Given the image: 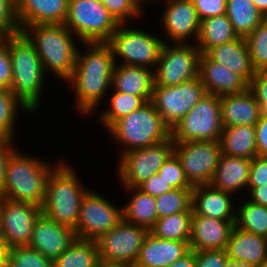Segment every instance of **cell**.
<instances>
[{
    "label": "cell",
    "mask_w": 267,
    "mask_h": 267,
    "mask_svg": "<svg viewBox=\"0 0 267 267\" xmlns=\"http://www.w3.org/2000/svg\"><path fill=\"white\" fill-rule=\"evenodd\" d=\"M82 44L86 50L78 48L73 74L66 82L74 89L77 112L87 117L95 114L102 98L111 89L115 61L107 42Z\"/></svg>",
    "instance_id": "6da1fadb"
},
{
    "label": "cell",
    "mask_w": 267,
    "mask_h": 267,
    "mask_svg": "<svg viewBox=\"0 0 267 267\" xmlns=\"http://www.w3.org/2000/svg\"><path fill=\"white\" fill-rule=\"evenodd\" d=\"M5 43L8 45L13 71L10 91L30 114L37 113L48 77L41 59L34 44L23 32L6 38Z\"/></svg>",
    "instance_id": "7a4b0ae2"
},
{
    "label": "cell",
    "mask_w": 267,
    "mask_h": 267,
    "mask_svg": "<svg viewBox=\"0 0 267 267\" xmlns=\"http://www.w3.org/2000/svg\"><path fill=\"white\" fill-rule=\"evenodd\" d=\"M29 155L17 148L9 155L5 166L0 197L42 207L47 178L58 163Z\"/></svg>",
    "instance_id": "3957f363"
},
{
    "label": "cell",
    "mask_w": 267,
    "mask_h": 267,
    "mask_svg": "<svg viewBox=\"0 0 267 267\" xmlns=\"http://www.w3.org/2000/svg\"><path fill=\"white\" fill-rule=\"evenodd\" d=\"M22 32L34 44L46 75L53 73L63 81L72 76L80 40L70 29L64 24H35Z\"/></svg>",
    "instance_id": "277c9868"
},
{
    "label": "cell",
    "mask_w": 267,
    "mask_h": 267,
    "mask_svg": "<svg viewBox=\"0 0 267 267\" xmlns=\"http://www.w3.org/2000/svg\"><path fill=\"white\" fill-rule=\"evenodd\" d=\"M66 160L58 161L50 172L41 210L57 223L75 230L80 216L81 201L89 188L82 184L77 171Z\"/></svg>",
    "instance_id": "5b68a950"
},
{
    "label": "cell",
    "mask_w": 267,
    "mask_h": 267,
    "mask_svg": "<svg viewBox=\"0 0 267 267\" xmlns=\"http://www.w3.org/2000/svg\"><path fill=\"white\" fill-rule=\"evenodd\" d=\"M106 131L110 139L120 143L122 149L119 157L129 151L160 143L171 136V129L163 122L151 101L117 120Z\"/></svg>",
    "instance_id": "8992f818"
},
{
    "label": "cell",
    "mask_w": 267,
    "mask_h": 267,
    "mask_svg": "<svg viewBox=\"0 0 267 267\" xmlns=\"http://www.w3.org/2000/svg\"><path fill=\"white\" fill-rule=\"evenodd\" d=\"M64 25L80 43H98L108 42L120 24L100 1L68 0Z\"/></svg>",
    "instance_id": "52a82bcc"
},
{
    "label": "cell",
    "mask_w": 267,
    "mask_h": 267,
    "mask_svg": "<svg viewBox=\"0 0 267 267\" xmlns=\"http://www.w3.org/2000/svg\"><path fill=\"white\" fill-rule=\"evenodd\" d=\"M140 29L120 24L107 43L112 48L115 64L141 66L154 70L164 41L160 36Z\"/></svg>",
    "instance_id": "ba28073f"
},
{
    "label": "cell",
    "mask_w": 267,
    "mask_h": 267,
    "mask_svg": "<svg viewBox=\"0 0 267 267\" xmlns=\"http://www.w3.org/2000/svg\"><path fill=\"white\" fill-rule=\"evenodd\" d=\"M222 131L220 96L207 93L171 129V137L174 143L220 141Z\"/></svg>",
    "instance_id": "9c48e42d"
},
{
    "label": "cell",
    "mask_w": 267,
    "mask_h": 267,
    "mask_svg": "<svg viewBox=\"0 0 267 267\" xmlns=\"http://www.w3.org/2000/svg\"><path fill=\"white\" fill-rule=\"evenodd\" d=\"M201 52L193 43H164L154 69V86H174L199 77Z\"/></svg>",
    "instance_id": "30bf717a"
},
{
    "label": "cell",
    "mask_w": 267,
    "mask_h": 267,
    "mask_svg": "<svg viewBox=\"0 0 267 267\" xmlns=\"http://www.w3.org/2000/svg\"><path fill=\"white\" fill-rule=\"evenodd\" d=\"M173 152L174 141L170 136L160 143L124 153L117 167L120 186L138 187L156 174Z\"/></svg>",
    "instance_id": "8fae6325"
},
{
    "label": "cell",
    "mask_w": 267,
    "mask_h": 267,
    "mask_svg": "<svg viewBox=\"0 0 267 267\" xmlns=\"http://www.w3.org/2000/svg\"><path fill=\"white\" fill-rule=\"evenodd\" d=\"M110 201V202H109ZM111 200L88 190L80 205V216L76 229V239L96 241L123 220L122 207H115Z\"/></svg>",
    "instance_id": "7c38bea8"
},
{
    "label": "cell",
    "mask_w": 267,
    "mask_h": 267,
    "mask_svg": "<svg viewBox=\"0 0 267 267\" xmlns=\"http://www.w3.org/2000/svg\"><path fill=\"white\" fill-rule=\"evenodd\" d=\"M199 77L174 86H154L151 102L172 129L206 95Z\"/></svg>",
    "instance_id": "4fadbf2b"
},
{
    "label": "cell",
    "mask_w": 267,
    "mask_h": 267,
    "mask_svg": "<svg viewBox=\"0 0 267 267\" xmlns=\"http://www.w3.org/2000/svg\"><path fill=\"white\" fill-rule=\"evenodd\" d=\"M149 230L122 220L96 240L100 261L134 266Z\"/></svg>",
    "instance_id": "5bb4252c"
},
{
    "label": "cell",
    "mask_w": 267,
    "mask_h": 267,
    "mask_svg": "<svg viewBox=\"0 0 267 267\" xmlns=\"http://www.w3.org/2000/svg\"><path fill=\"white\" fill-rule=\"evenodd\" d=\"M174 153L192 186L210 184L222 154L220 141L174 143Z\"/></svg>",
    "instance_id": "9a60e30c"
},
{
    "label": "cell",
    "mask_w": 267,
    "mask_h": 267,
    "mask_svg": "<svg viewBox=\"0 0 267 267\" xmlns=\"http://www.w3.org/2000/svg\"><path fill=\"white\" fill-rule=\"evenodd\" d=\"M162 1H164L165 6L164 10L162 9L160 26L163 27V34H166V37L162 38L164 43L187 44L193 42L196 44L201 21L197 16L193 2L191 0ZM187 39L189 41L192 39V41L189 42Z\"/></svg>",
    "instance_id": "2e32d148"
},
{
    "label": "cell",
    "mask_w": 267,
    "mask_h": 267,
    "mask_svg": "<svg viewBox=\"0 0 267 267\" xmlns=\"http://www.w3.org/2000/svg\"><path fill=\"white\" fill-rule=\"evenodd\" d=\"M0 212L6 248L28 245L41 208L0 197Z\"/></svg>",
    "instance_id": "e0dca14e"
},
{
    "label": "cell",
    "mask_w": 267,
    "mask_h": 267,
    "mask_svg": "<svg viewBox=\"0 0 267 267\" xmlns=\"http://www.w3.org/2000/svg\"><path fill=\"white\" fill-rule=\"evenodd\" d=\"M75 239V232L72 228L61 225L41 213L35 221L28 246L55 261Z\"/></svg>",
    "instance_id": "ac0fdd59"
},
{
    "label": "cell",
    "mask_w": 267,
    "mask_h": 267,
    "mask_svg": "<svg viewBox=\"0 0 267 267\" xmlns=\"http://www.w3.org/2000/svg\"><path fill=\"white\" fill-rule=\"evenodd\" d=\"M235 220H219L201 215H192L190 250L226 249Z\"/></svg>",
    "instance_id": "d6986e66"
},
{
    "label": "cell",
    "mask_w": 267,
    "mask_h": 267,
    "mask_svg": "<svg viewBox=\"0 0 267 267\" xmlns=\"http://www.w3.org/2000/svg\"><path fill=\"white\" fill-rule=\"evenodd\" d=\"M199 78L206 93L217 96L245 92L249 85L240 75L203 53L199 61Z\"/></svg>",
    "instance_id": "ffe728a7"
},
{
    "label": "cell",
    "mask_w": 267,
    "mask_h": 267,
    "mask_svg": "<svg viewBox=\"0 0 267 267\" xmlns=\"http://www.w3.org/2000/svg\"><path fill=\"white\" fill-rule=\"evenodd\" d=\"M189 251V241L156 238L148 232L133 267H169Z\"/></svg>",
    "instance_id": "44dd1931"
},
{
    "label": "cell",
    "mask_w": 267,
    "mask_h": 267,
    "mask_svg": "<svg viewBox=\"0 0 267 267\" xmlns=\"http://www.w3.org/2000/svg\"><path fill=\"white\" fill-rule=\"evenodd\" d=\"M212 187L210 184L193 186V215L219 220H235L236 207L233 195Z\"/></svg>",
    "instance_id": "7402d4cb"
},
{
    "label": "cell",
    "mask_w": 267,
    "mask_h": 267,
    "mask_svg": "<svg viewBox=\"0 0 267 267\" xmlns=\"http://www.w3.org/2000/svg\"><path fill=\"white\" fill-rule=\"evenodd\" d=\"M18 23L23 30L35 24H64L68 0H16Z\"/></svg>",
    "instance_id": "603a6c76"
},
{
    "label": "cell",
    "mask_w": 267,
    "mask_h": 267,
    "mask_svg": "<svg viewBox=\"0 0 267 267\" xmlns=\"http://www.w3.org/2000/svg\"><path fill=\"white\" fill-rule=\"evenodd\" d=\"M220 106L223 128L255 126L261 117L259 104L249 89L238 94L220 96Z\"/></svg>",
    "instance_id": "cb8c5ba5"
},
{
    "label": "cell",
    "mask_w": 267,
    "mask_h": 267,
    "mask_svg": "<svg viewBox=\"0 0 267 267\" xmlns=\"http://www.w3.org/2000/svg\"><path fill=\"white\" fill-rule=\"evenodd\" d=\"M154 87V70L141 66L115 64L111 91L141 96L151 101Z\"/></svg>",
    "instance_id": "d4e9b609"
},
{
    "label": "cell",
    "mask_w": 267,
    "mask_h": 267,
    "mask_svg": "<svg viewBox=\"0 0 267 267\" xmlns=\"http://www.w3.org/2000/svg\"><path fill=\"white\" fill-rule=\"evenodd\" d=\"M251 159L221 154L216 172L210 185L216 189L241 195L247 190Z\"/></svg>",
    "instance_id": "484cf974"
},
{
    "label": "cell",
    "mask_w": 267,
    "mask_h": 267,
    "mask_svg": "<svg viewBox=\"0 0 267 267\" xmlns=\"http://www.w3.org/2000/svg\"><path fill=\"white\" fill-rule=\"evenodd\" d=\"M225 250L229 259L255 267L267 261V238L234 226Z\"/></svg>",
    "instance_id": "4316f807"
},
{
    "label": "cell",
    "mask_w": 267,
    "mask_h": 267,
    "mask_svg": "<svg viewBox=\"0 0 267 267\" xmlns=\"http://www.w3.org/2000/svg\"><path fill=\"white\" fill-rule=\"evenodd\" d=\"M206 54L213 61L240 75L248 84L256 72L251 63L245 38L238 37L230 42L215 46Z\"/></svg>",
    "instance_id": "83f0119b"
},
{
    "label": "cell",
    "mask_w": 267,
    "mask_h": 267,
    "mask_svg": "<svg viewBox=\"0 0 267 267\" xmlns=\"http://www.w3.org/2000/svg\"><path fill=\"white\" fill-rule=\"evenodd\" d=\"M122 188L132 195L122 207L123 220L149 230L158 219L155 197L144 193L138 187Z\"/></svg>",
    "instance_id": "f1b7e54d"
},
{
    "label": "cell",
    "mask_w": 267,
    "mask_h": 267,
    "mask_svg": "<svg viewBox=\"0 0 267 267\" xmlns=\"http://www.w3.org/2000/svg\"><path fill=\"white\" fill-rule=\"evenodd\" d=\"M220 143L223 154L247 159L257 156L255 126L223 128Z\"/></svg>",
    "instance_id": "f546056e"
},
{
    "label": "cell",
    "mask_w": 267,
    "mask_h": 267,
    "mask_svg": "<svg viewBox=\"0 0 267 267\" xmlns=\"http://www.w3.org/2000/svg\"><path fill=\"white\" fill-rule=\"evenodd\" d=\"M237 38L238 35L226 14L212 16L201 21L196 46L201 53L206 54L211 48Z\"/></svg>",
    "instance_id": "4dcf8cb0"
},
{
    "label": "cell",
    "mask_w": 267,
    "mask_h": 267,
    "mask_svg": "<svg viewBox=\"0 0 267 267\" xmlns=\"http://www.w3.org/2000/svg\"><path fill=\"white\" fill-rule=\"evenodd\" d=\"M226 16L238 37L246 38L266 18L252 0H227Z\"/></svg>",
    "instance_id": "1f68e13d"
},
{
    "label": "cell",
    "mask_w": 267,
    "mask_h": 267,
    "mask_svg": "<svg viewBox=\"0 0 267 267\" xmlns=\"http://www.w3.org/2000/svg\"><path fill=\"white\" fill-rule=\"evenodd\" d=\"M109 105L103 111H99L97 121L103 126L104 129H109L117 120L122 117L140 109L147 102L141 97L136 95H129L122 92L113 90L109 94ZM101 112V113H100Z\"/></svg>",
    "instance_id": "d6a6232c"
},
{
    "label": "cell",
    "mask_w": 267,
    "mask_h": 267,
    "mask_svg": "<svg viewBox=\"0 0 267 267\" xmlns=\"http://www.w3.org/2000/svg\"><path fill=\"white\" fill-rule=\"evenodd\" d=\"M192 215L193 211H183L157 219L149 233L156 238L189 241Z\"/></svg>",
    "instance_id": "836d02e7"
},
{
    "label": "cell",
    "mask_w": 267,
    "mask_h": 267,
    "mask_svg": "<svg viewBox=\"0 0 267 267\" xmlns=\"http://www.w3.org/2000/svg\"><path fill=\"white\" fill-rule=\"evenodd\" d=\"M100 255L96 241L75 239L54 261V267H97Z\"/></svg>",
    "instance_id": "e575fe53"
},
{
    "label": "cell",
    "mask_w": 267,
    "mask_h": 267,
    "mask_svg": "<svg viewBox=\"0 0 267 267\" xmlns=\"http://www.w3.org/2000/svg\"><path fill=\"white\" fill-rule=\"evenodd\" d=\"M245 199L236 204L235 227L267 238V207Z\"/></svg>",
    "instance_id": "d590c367"
},
{
    "label": "cell",
    "mask_w": 267,
    "mask_h": 267,
    "mask_svg": "<svg viewBox=\"0 0 267 267\" xmlns=\"http://www.w3.org/2000/svg\"><path fill=\"white\" fill-rule=\"evenodd\" d=\"M19 110L30 113L10 90L0 89V136L14 140Z\"/></svg>",
    "instance_id": "8d00e7d4"
},
{
    "label": "cell",
    "mask_w": 267,
    "mask_h": 267,
    "mask_svg": "<svg viewBox=\"0 0 267 267\" xmlns=\"http://www.w3.org/2000/svg\"><path fill=\"white\" fill-rule=\"evenodd\" d=\"M192 190L193 188L172 189L155 197L158 219L178 212L193 211Z\"/></svg>",
    "instance_id": "74e56055"
},
{
    "label": "cell",
    "mask_w": 267,
    "mask_h": 267,
    "mask_svg": "<svg viewBox=\"0 0 267 267\" xmlns=\"http://www.w3.org/2000/svg\"><path fill=\"white\" fill-rule=\"evenodd\" d=\"M245 40L255 71H267V18Z\"/></svg>",
    "instance_id": "f35d334b"
},
{
    "label": "cell",
    "mask_w": 267,
    "mask_h": 267,
    "mask_svg": "<svg viewBox=\"0 0 267 267\" xmlns=\"http://www.w3.org/2000/svg\"><path fill=\"white\" fill-rule=\"evenodd\" d=\"M8 256L12 267H54V261L28 245L8 248Z\"/></svg>",
    "instance_id": "ab89813d"
},
{
    "label": "cell",
    "mask_w": 267,
    "mask_h": 267,
    "mask_svg": "<svg viewBox=\"0 0 267 267\" xmlns=\"http://www.w3.org/2000/svg\"><path fill=\"white\" fill-rule=\"evenodd\" d=\"M119 24H129V20L142 18L144 7L138 0H101ZM136 17V18H135ZM131 18V19H130Z\"/></svg>",
    "instance_id": "60d3db41"
},
{
    "label": "cell",
    "mask_w": 267,
    "mask_h": 267,
    "mask_svg": "<svg viewBox=\"0 0 267 267\" xmlns=\"http://www.w3.org/2000/svg\"><path fill=\"white\" fill-rule=\"evenodd\" d=\"M173 189L193 188L188 182L181 162L173 152L157 172Z\"/></svg>",
    "instance_id": "b9f144b4"
},
{
    "label": "cell",
    "mask_w": 267,
    "mask_h": 267,
    "mask_svg": "<svg viewBox=\"0 0 267 267\" xmlns=\"http://www.w3.org/2000/svg\"><path fill=\"white\" fill-rule=\"evenodd\" d=\"M0 32L7 38L22 32L18 23L16 0H0Z\"/></svg>",
    "instance_id": "7bdbcfd3"
},
{
    "label": "cell",
    "mask_w": 267,
    "mask_h": 267,
    "mask_svg": "<svg viewBox=\"0 0 267 267\" xmlns=\"http://www.w3.org/2000/svg\"><path fill=\"white\" fill-rule=\"evenodd\" d=\"M248 89L257 100L262 116H267V71H256L252 76Z\"/></svg>",
    "instance_id": "ee69618b"
},
{
    "label": "cell",
    "mask_w": 267,
    "mask_h": 267,
    "mask_svg": "<svg viewBox=\"0 0 267 267\" xmlns=\"http://www.w3.org/2000/svg\"><path fill=\"white\" fill-rule=\"evenodd\" d=\"M200 21L212 16L226 14L227 0H191Z\"/></svg>",
    "instance_id": "f6af8a7d"
},
{
    "label": "cell",
    "mask_w": 267,
    "mask_h": 267,
    "mask_svg": "<svg viewBox=\"0 0 267 267\" xmlns=\"http://www.w3.org/2000/svg\"><path fill=\"white\" fill-rule=\"evenodd\" d=\"M196 267H225L227 253L225 249L195 251Z\"/></svg>",
    "instance_id": "bcb514c9"
},
{
    "label": "cell",
    "mask_w": 267,
    "mask_h": 267,
    "mask_svg": "<svg viewBox=\"0 0 267 267\" xmlns=\"http://www.w3.org/2000/svg\"><path fill=\"white\" fill-rule=\"evenodd\" d=\"M267 184V156H256L251 159L247 187H261Z\"/></svg>",
    "instance_id": "7dc6e473"
},
{
    "label": "cell",
    "mask_w": 267,
    "mask_h": 267,
    "mask_svg": "<svg viewBox=\"0 0 267 267\" xmlns=\"http://www.w3.org/2000/svg\"><path fill=\"white\" fill-rule=\"evenodd\" d=\"M12 65L8 45L0 47V89L10 90L12 84Z\"/></svg>",
    "instance_id": "c3c4849f"
},
{
    "label": "cell",
    "mask_w": 267,
    "mask_h": 267,
    "mask_svg": "<svg viewBox=\"0 0 267 267\" xmlns=\"http://www.w3.org/2000/svg\"><path fill=\"white\" fill-rule=\"evenodd\" d=\"M138 188L144 193L151 196L158 197L168 191H171L173 187L166 182L158 173L152 175L149 179L142 182Z\"/></svg>",
    "instance_id": "681fc988"
},
{
    "label": "cell",
    "mask_w": 267,
    "mask_h": 267,
    "mask_svg": "<svg viewBox=\"0 0 267 267\" xmlns=\"http://www.w3.org/2000/svg\"><path fill=\"white\" fill-rule=\"evenodd\" d=\"M255 130L257 156H267V116L261 115Z\"/></svg>",
    "instance_id": "f907efd6"
},
{
    "label": "cell",
    "mask_w": 267,
    "mask_h": 267,
    "mask_svg": "<svg viewBox=\"0 0 267 267\" xmlns=\"http://www.w3.org/2000/svg\"><path fill=\"white\" fill-rule=\"evenodd\" d=\"M15 140L0 136V193L4 182L5 166L9 155L18 147H15Z\"/></svg>",
    "instance_id": "816d5d0a"
},
{
    "label": "cell",
    "mask_w": 267,
    "mask_h": 267,
    "mask_svg": "<svg viewBox=\"0 0 267 267\" xmlns=\"http://www.w3.org/2000/svg\"><path fill=\"white\" fill-rule=\"evenodd\" d=\"M252 203L267 207V184L261 187H247L246 190Z\"/></svg>",
    "instance_id": "f5cc1de1"
},
{
    "label": "cell",
    "mask_w": 267,
    "mask_h": 267,
    "mask_svg": "<svg viewBox=\"0 0 267 267\" xmlns=\"http://www.w3.org/2000/svg\"><path fill=\"white\" fill-rule=\"evenodd\" d=\"M169 267H196L195 251L190 250L186 255L175 261Z\"/></svg>",
    "instance_id": "db71d44e"
},
{
    "label": "cell",
    "mask_w": 267,
    "mask_h": 267,
    "mask_svg": "<svg viewBox=\"0 0 267 267\" xmlns=\"http://www.w3.org/2000/svg\"><path fill=\"white\" fill-rule=\"evenodd\" d=\"M9 265L8 248H0V267Z\"/></svg>",
    "instance_id": "11a10c76"
},
{
    "label": "cell",
    "mask_w": 267,
    "mask_h": 267,
    "mask_svg": "<svg viewBox=\"0 0 267 267\" xmlns=\"http://www.w3.org/2000/svg\"><path fill=\"white\" fill-rule=\"evenodd\" d=\"M259 11L267 18V0H252Z\"/></svg>",
    "instance_id": "9f6ffc18"
},
{
    "label": "cell",
    "mask_w": 267,
    "mask_h": 267,
    "mask_svg": "<svg viewBox=\"0 0 267 267\" xmlns=\"http://www.w3.org/2000/svg\"><path fill=\"white\" fill-rule=\"evenodd\" d=\"M225 267H249V266H247L244 262L234 261L227 258Z\"/></svg>",
    "instance_id": "6f0895ef"
},
{
    "label": "cell",
    "mask_w": 267,
    "mask_h": 267,
    "mask_svg": "<svg viewBox=\"0 0 267 267\" xmlns=\"http://www.w3.org/2000/svg\"><path fill=\"white\" fill-rule=\"evenodd\" d=\"M97 267H133V266L123 265V264L106 263V262L100 261L98 263Z\"/></svg>",
    "instance_id": "680465c9"
},
{
    "label": "cell",
    "mask_w": 267,
    "mask_h": 267,
    "mask_svg": "<svg viewBox=\"0 0 267 267\" xmlns=\"http://www.w3.org/2000/svg\"><path fill=\"white\" fill-rule=\"evenodd\" d=\"M0 248H6L3 236L2 215L0 212Z\"/></svg>",
    "instance_id": "91938a15"
},
{
    "label": "cell",
    "mask_w": 267,
    "mask_h": 267,
    "mask_svg": "<svg viewBox=\"0 0 267 267\" xmlns=\"http://www.w3.org/2000/svg\"><path fill=\"white\" fill-rule=\"evenodd\" d=\"M144 7H145V4L147 3V5H148V3H149V5H151L152 3H155V2H157V0H138ZM151 3V4H150Z\"/></svg>",
    "instance_id": "94428289"
},
{
    "label": "cell",
    "mask_w": 267,
    "mask_h": 267,
    "mask_svg": "<svg viewBox=\"0 0 267 267\" xmlns=\"http://www.w3.org/2000/svg\"><path fill=\"white\" fill-rule=\"evenodd\" d=\"M6 36L0 32V47L5 43V40H6Z\"/></svg>",
    "instance_id": "6125c7cd"
},
{
    "label": "cell",
    "mask_w": 267,
    "mask_h": 267,
    "mask_svg": "<svg viewBox=\"0 0 267 267\" xmlns=\"http://www.w3.org/2000/svg\"><path fill=\"white\" fill-rule=\"evenodd\" d=\"M255 267H267V261L263 262L262 264L255 266Z\"/></svg>",
    "instance_id": "be15d7a7"
}]
</instances>
